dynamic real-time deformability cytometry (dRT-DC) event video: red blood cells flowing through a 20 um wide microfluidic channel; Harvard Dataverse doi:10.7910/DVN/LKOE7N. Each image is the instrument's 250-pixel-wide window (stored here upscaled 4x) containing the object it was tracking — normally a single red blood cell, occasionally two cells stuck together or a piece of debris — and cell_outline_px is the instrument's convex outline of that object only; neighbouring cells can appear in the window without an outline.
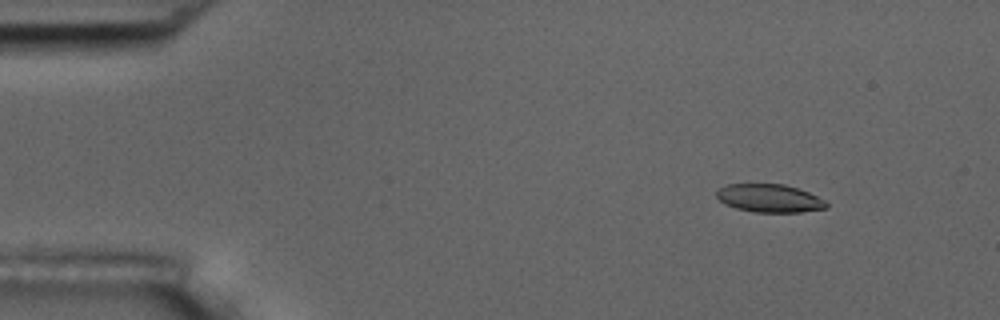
{"species": "common noctule bat (a hibernating species)", "species_latin": "Nyctalus noctula", "temperature_condition": "room temperature", "stored_images_in_passage": 55, "camera_frame_rate_fps": 3000, "um_per_image_px": 0.085, "animal": {"sex": "male", "body_mass_g": 17.5, "forearm_length_mm": 52.3}, "frame": {"image": 1, "passage_image": 7, "time_ms": 2.0, "image_size_px": [1000, 320], "cell_outline_px": [[828, 208], [800, 212], [756, 212], [736, 208], [724, 204], [716, 196], [716, 192], [720, 188], [728, 184], [784, 184], [808, 192], [824, 200], [828, 204]], "centroid_in_image_um": [65.4, 16.85], "position_along_channel_um": 19.6, "area_um2": 17.86}}
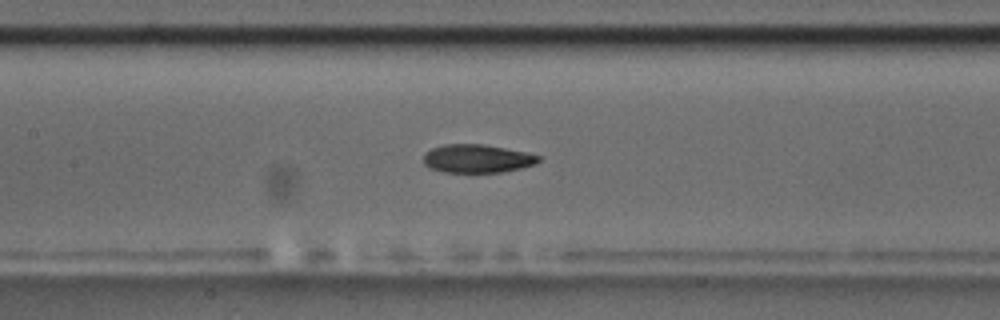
{"frame": {"image": 2, "passage_image": 26, "time_ms": 8.333, "image_size_px": [1000, 320], "cell_outline_px": [[540, 160], [536, 164], [504, 172], [444, 172], [428, 168], [424, 164], [424, 152], [432, 148], [444, 144], [484, 144], [528, 152], [540, 156]], "centroid_in_image_um": [40.55, 13.48], "position_along_channel_um": 166.8, "area_um2": 19.19}}
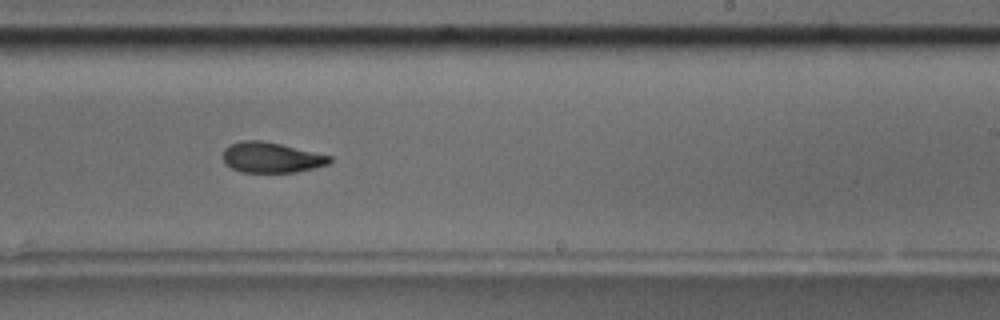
{"frame": {"image": 3, "passage_image": 34, "time_ms": 11.0, "image_size_px": [1000, 320], "cell_outline_px": [[332, 160], [328, 164], [296, 172], [240, 172], [224, 164], [224, 148], [240, 140], [260, 140], [280, 144], [332, 156]], "centroid_in_image_um": [23.04, 13.39], "position_along_channel_um": 266.0, "area_um2": 18.79}, "authors_computed_cell_mechanics": {"area_um2": 19.4208, "velocity_mm_per_s": 3.7317, "shape_relaxation_time_tau1_ms": 9.2001, "shape_relaxation_time_tau2_ms": 3.5442, "deformation_change_tau1": 0.1938, "deformation_change_tau2": 0.1024}}